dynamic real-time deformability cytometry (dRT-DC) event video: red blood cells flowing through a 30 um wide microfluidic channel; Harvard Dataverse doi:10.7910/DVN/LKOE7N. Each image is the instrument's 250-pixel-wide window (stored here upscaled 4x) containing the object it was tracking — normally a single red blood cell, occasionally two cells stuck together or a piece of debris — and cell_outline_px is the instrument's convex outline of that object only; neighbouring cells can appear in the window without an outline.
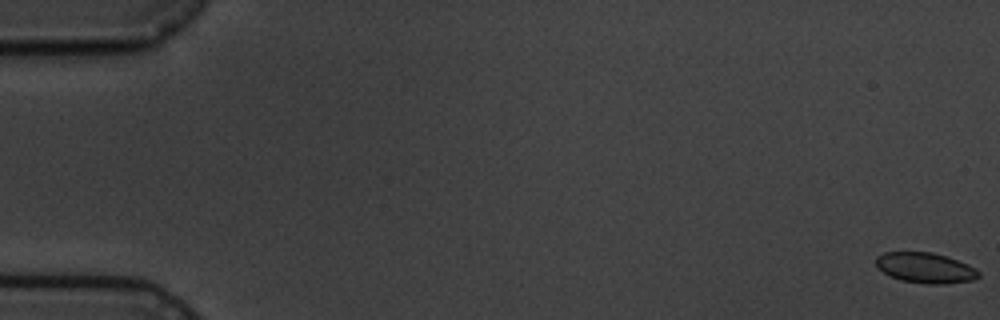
{"species": "common noctule bat (a hibernating species)", "species_latin": "Nyctalus noctula", "temperature_condition": "cold", "stored_images_in_passage": 6, "segment_of_instrument_passage": [1, 2], "camera_frame_rate_fps": 3000, "um_per_image_px": 0.085, "animal": {"sex": "male", "body_mass_g": 19.5, "forearm_length_mm": 54.6}, "frame": {"image": 1, "passage_image": 1, "time_ms": 0.0, "image_size_px": [1000, 320], "cell_outline_px": [[980, 276], [972, 280], [944, 284], [928, 284], [900, 280], [884, 272], [876, 264], [876, 256], [884, 252], [932, 252], [956, 260], [976, 268], [980, 272]], "centroid_in_image_um": [78.66, 22.77], "position_along_channel_um": 6.3, "area_um2": 17.98}}
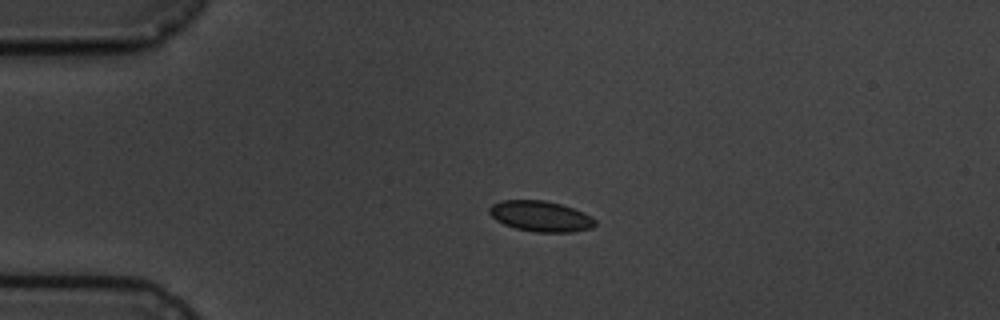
{"frame": {"image": 2, "passage_image": 4, "time_ms": 4.333, "image_size_px": [1000, 320], "cell_outline_px": [[596, 224], [592, 228], [572, 232], [536, 232], [516, 228], [504, 224], [496, 220], [488, 212], [488, 208], [492, 204], [500, 200], [544, 200], [560, 204], [584, 212], [592, 216], [596, 220]], "centroid_in_image_um": [45.96, 18.38], "position_along_channel_um": 39.0, "area_um2": 18.96}}